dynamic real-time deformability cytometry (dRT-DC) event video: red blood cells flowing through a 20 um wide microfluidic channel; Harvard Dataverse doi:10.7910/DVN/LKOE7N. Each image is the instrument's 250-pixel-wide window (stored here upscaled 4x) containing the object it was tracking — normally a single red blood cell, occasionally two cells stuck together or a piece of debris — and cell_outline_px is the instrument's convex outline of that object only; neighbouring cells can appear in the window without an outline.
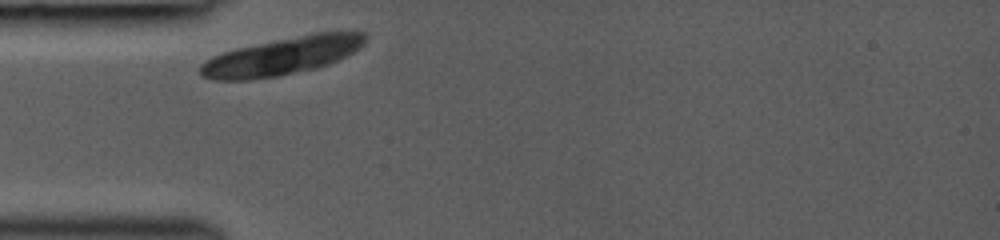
{"species": "common noctule bat (a hibernating species)", "species_latin": "Nyctalus noctula", "temperature_condition": "room temperature", "stored_images_in_passage": 10, "camera_frame_rate_fps": 3000, "um_per_image_px": 0.085, "animal": {"sex": "female", "body_mass_g": 19.0, "forearm_length_mm": 53.3}, "frame": {"image": 1, "passage_image": 1, "time_ms": 0.0, "image_size_px": [1000, 240], "cell_outline_px": [[368, 40], [360, 48], [328, 64], [316, 68], [280, 76], [248, 80], [212, 80], [200, 76], [200, 64], [212, 56], [224, 52], [240, 48], [276, 40], [316, 32], [364, 32], [368, 36]], "centroid_in_image_um": [23.98, 4.78], "position_along_channel_um": 61.0, "area_um2": 35.95}}